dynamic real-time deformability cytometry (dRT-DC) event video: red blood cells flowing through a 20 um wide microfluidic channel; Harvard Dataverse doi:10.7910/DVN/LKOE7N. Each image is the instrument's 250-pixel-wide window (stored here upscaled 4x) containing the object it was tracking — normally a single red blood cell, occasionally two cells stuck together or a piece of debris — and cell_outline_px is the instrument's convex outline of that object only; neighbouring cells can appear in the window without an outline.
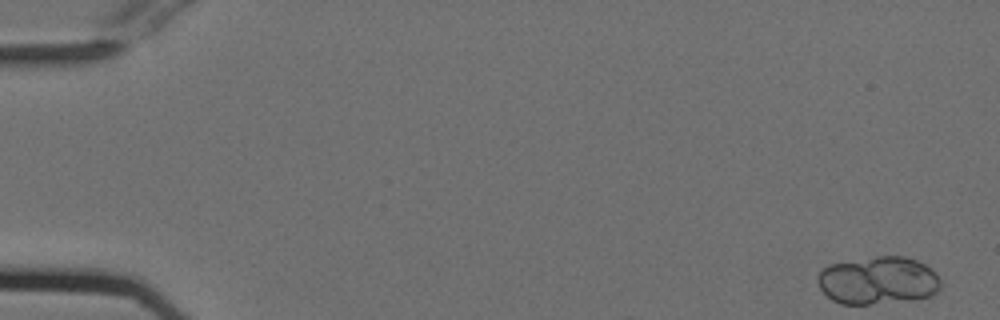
{"species": "Egyptian fruit bat (a non-hibernating species)", "species_latin": "Rousettus aegyptiacus", "temperature_condition": "cold", "stored_images_in_passage": 9, "camera_frame_rate_fps": 3000, "um_per_image_px": 0.085, "animal": {"sex": "female"}, "frame": {"image": 1, "passage_image": 1, "time_ms": 0.0, "image_size_px": [1000, 320], "cell_outline_px": [[940, 288], [932, 296], [912, 300], [868, 304], [840, 304], [832, 300], [820, 288], [816, 280], [816, 276], [828, 264], [876, 256], [904, 256], [916, 260], [932, 268], [940, 280]], "centroid_in_image_um": [74.63, 23.84], "position_along_channel_um": 10.4, "area_um2": 34.51}}